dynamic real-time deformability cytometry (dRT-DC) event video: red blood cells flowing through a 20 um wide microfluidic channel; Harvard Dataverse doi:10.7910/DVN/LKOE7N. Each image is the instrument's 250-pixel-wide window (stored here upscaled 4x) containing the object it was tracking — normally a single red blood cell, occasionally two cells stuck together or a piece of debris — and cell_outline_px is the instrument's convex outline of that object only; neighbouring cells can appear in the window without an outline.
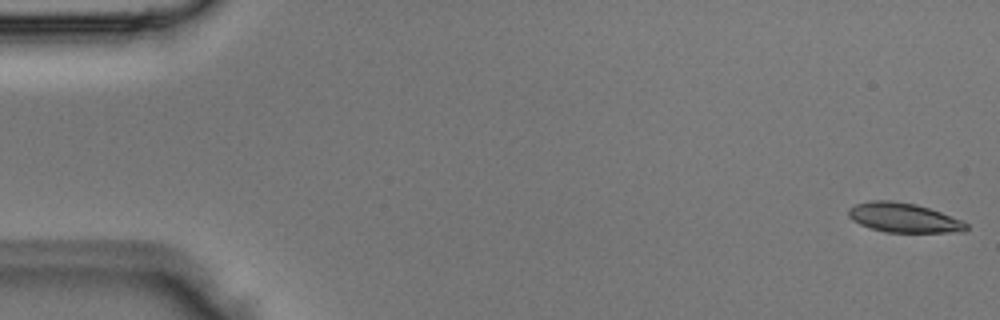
{"species": "Egyptian fruit bat (a non-hibernating species)", "species_latin": "Rousettus aegyptiacus", "temperature_condition": "room temperature", "stored_images_in_passage": 4, "camera_frame_rate_fps": 3000, "um_per_image_px": 0.085, "animal": {"sex": "male"}, "frame": {"image": 1, "passage_image": 1, "time_ms": 0.0, "image_size_px": [1000, 320], "cell_outline_px": [[968, 228], [964, 232], [888, 232], [872, 228], [860, 224], [852, 220], [848, 216], [848, 208], [856, 204], [872, 200], [888, 200], [916, 204], [964, 220], [968, 224]], "centroid_in_image_um": [76.84, 18.5], "position_along_channel_um": 8.2, "area_um2": 20.17}}
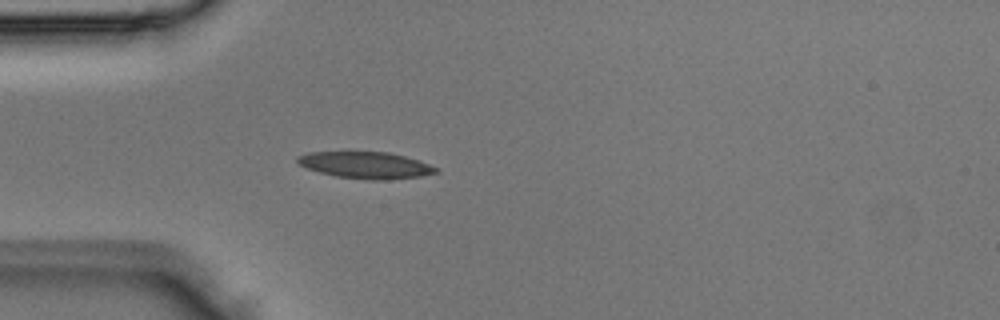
{"frame": {"image": 2, "passage_image": 4, "time_ms": 1.0, "image_size_px": [1000, 320], "cell_outline_px": [[440, 172], [420, 176], [388, 180], [372, 180], [336, 176], [320, 172], [308, 168], [300, 164], [296, 160], [296, 156], [308, 152], [388, 152], [404, 156], [440, 168]], "centroid_in_image_um": [31.1, 14.04], "position_along_channel_um": 53.9, "area_um2": 21.39}}